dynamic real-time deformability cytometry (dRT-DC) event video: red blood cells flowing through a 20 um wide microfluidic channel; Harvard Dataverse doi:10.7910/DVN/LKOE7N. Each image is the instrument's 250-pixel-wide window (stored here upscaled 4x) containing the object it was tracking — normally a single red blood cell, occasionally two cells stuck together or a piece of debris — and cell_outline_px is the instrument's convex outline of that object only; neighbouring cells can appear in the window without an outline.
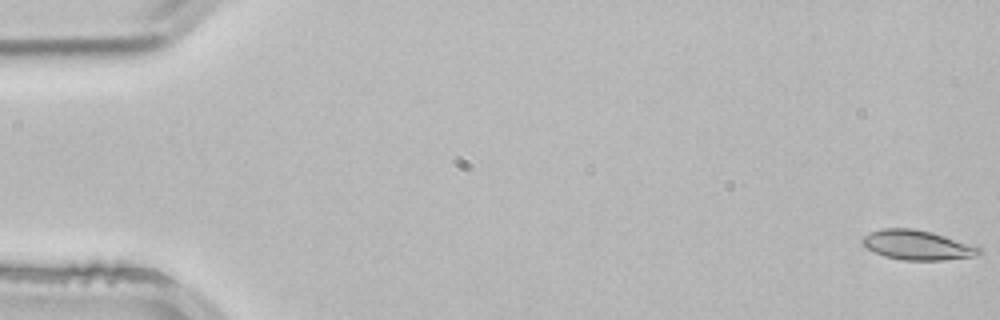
{"species": "common noctule bat (a hibernating species)", "species_latin": "Nyctalus noctula", "temperature_condition": "room temperature", "stored_images_in_passage": 5, "segment_of_instrument_passage": [1, 2], "camera_frame_rate_fps": 3000, "um_per_image_px": 0.085, "animal": {"sex": "male", "body_mass_g": 21.5, "forearm_length_mm": 52.0}, "frame": {"image": 1, "passage_image": 1, "time_ms": 0.0, "image_size_px": [1000, 320], "cell_outline_px": [[984, 252], [980, 256], [944, 260], [900, 260], [884, 256], [860, 244], [860, 240], [864, 236], [880, 228], [912, 228], [932, 232], [976, 244]], "centroid_in_image_um": [78.05, 20.83], "position_along_channel_um": 7.0, "area_um2": 20.63}}